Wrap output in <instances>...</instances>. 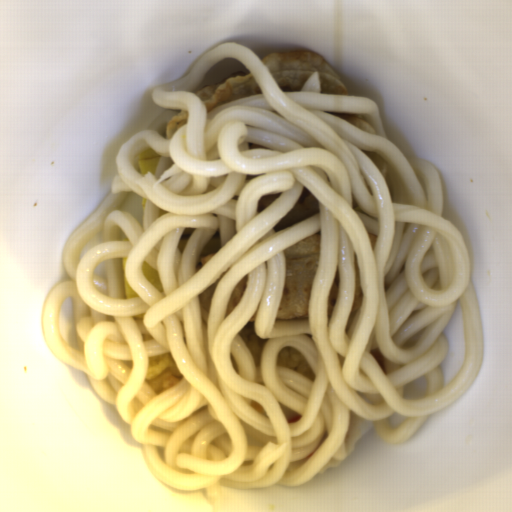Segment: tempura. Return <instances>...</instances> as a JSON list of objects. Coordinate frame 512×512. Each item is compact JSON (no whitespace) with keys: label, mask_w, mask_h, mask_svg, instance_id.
<instances>
[{"label":"tempura","mask_w":512,"mask_h":512,"mask_svg":"<svg viewBox=\"0 0 512 512\" xmlns=\"http://www.w3.org/2000/svg\"><path fill=\"white\" fill-rule=\"evenodd\" d=\"M181 377L169 352L149 356L144 382L155 394L165 391Z\"/></svg>","instance_id":"tempura-1"},{"label":"tempura","mask_w":512,"mask_h":512,"mask_svg":"<svg viewBox=\"0 0 512 512\" xmlns=\"http://www.w3.org/2000/svg\"><path fill=\"white\" fill-rule=\"evenodd\" d=\"M276 364L277 366H282L294 370L309 380L314 381L315 379L314 372L310 364L307 362L301 352L292 346L286 345L279 350Z\"/></svg>","instance_id":"tempura-2"},{"label":"tempura","mask_w":512,"mask_h":512,"mask_svg":"<svg viewBox=\"0 0 512 512\" xmlns=\"http://www.w3.org/2000/svg\"><path fill=\"white\" fill-rule=\"evenodd\" d=\"M239 338L250 351L254 366H260L261 353L265 339H260L255 332L253 322H248L238 334Z\"/></svg>","instance_id":"tempura-3"}]
</instances>
